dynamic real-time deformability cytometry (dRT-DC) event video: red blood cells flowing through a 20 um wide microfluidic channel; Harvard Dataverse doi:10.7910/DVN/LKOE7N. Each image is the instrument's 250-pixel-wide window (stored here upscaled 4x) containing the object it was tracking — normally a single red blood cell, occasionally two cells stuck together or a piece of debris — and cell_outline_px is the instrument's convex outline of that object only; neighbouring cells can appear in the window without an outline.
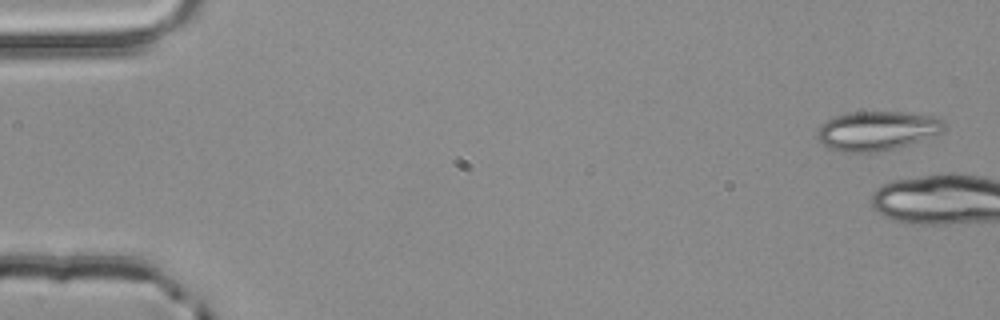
{"species": "common noctule bat (a hibernating species)", "species_latin": "Nyctalus noctula", "temperature_condition": "room temperature", "stored_images_in_passage": 5, "camera_frame_rate_fps": 3000, "um_per_image_px": 0.085, "animal": {"sex": "male", "body_mass_g": 20.4}, "frame": {"image": 1, "passage_image": 1, "time_ms": 0.0, "image_size_px": [1000, 320], "cell_outline_px": [[944, 132], [936, 136], [896, 148], [876, 152], [840, 152], [828, 148], [816, 136], [820, 124], [832, 116], [848, 112], [904, 112], [936, 116], [944, 120]], "centroid_in_image_um": [74.56, 11.11], "position_along_channel_um": 10.4, "area_um2": 29.48}}